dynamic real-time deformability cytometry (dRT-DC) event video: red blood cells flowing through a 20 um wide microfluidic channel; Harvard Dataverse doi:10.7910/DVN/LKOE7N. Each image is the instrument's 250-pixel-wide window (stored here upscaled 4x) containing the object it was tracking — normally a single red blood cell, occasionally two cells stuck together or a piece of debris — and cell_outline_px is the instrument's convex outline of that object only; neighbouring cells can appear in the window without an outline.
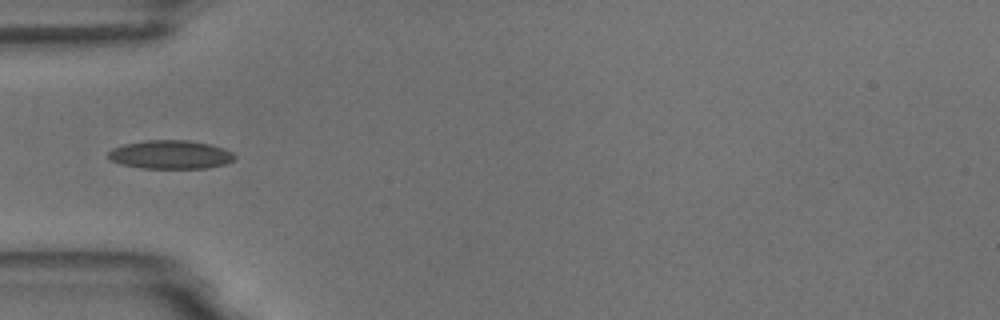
{"species": "common noctule bat (a hibernating species)", "species_latin": "Nyctalus noctula", "temperature_condition": "room temperature", "stored_images_in_passage": 6, "camera_frame_rate_fps": 3000, "um_per_image_px": 0.085, "animal": {"sex": "male", "body_mass_g": 18.8}, "frame": {"image": 1, "passage_image": 5, "time_ms": 4.667, "image_size_px": [1000, 320], "cell_outline_px": [[236, 156], [232, 160], [224, 164], [208, 168], [140, 168], [120, 164], [112, 160], [108, 156], [108, 152], [112, 148], [124, 144], [144, 140], [188, 140], [208, 144], [224, 148], [232, 152]], "centroid_in_image_um": [14.47, 13.14], "position_along_channel_um": 70.5, "area_um2": 21.04}}